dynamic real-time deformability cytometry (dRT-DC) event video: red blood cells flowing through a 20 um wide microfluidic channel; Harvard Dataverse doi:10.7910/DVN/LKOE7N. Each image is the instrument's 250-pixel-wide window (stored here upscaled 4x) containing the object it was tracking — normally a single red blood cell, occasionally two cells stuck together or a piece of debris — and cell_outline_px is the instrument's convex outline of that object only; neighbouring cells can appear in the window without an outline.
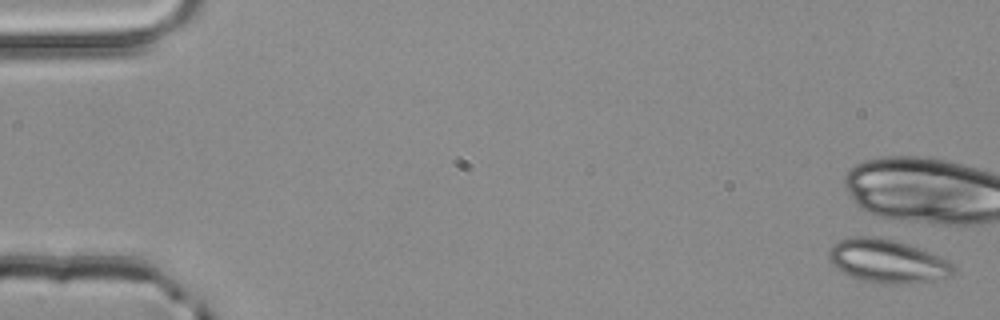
{"species": "common noctule bat (a hibernating species)", "species_latin": "Nyctalus noctula", "temperature_condition": "room temperature", "stored_images_in_passage": 5, "camera_frame_rate_fps": 3000, "um_per_image_px": 0.085, "animal": {"sex": "male", "body_mass_g": 20.4}, "frame": {"image": 1, "passage_image": 1, "time_ms": 0.0, "image_size_px": [1000, 320], "cell_outline_px": [[952, 276], [932, 280], [900, 284], [860, 280], [836, 268], [828, 260], [828, 248], [832, 244], [840, 240], [856, 236], [876, 236], [908, 244], [948, 260], [952, 264]], "centroid_in_image_um": [75.37, 22.17], "position_along_channel_um": 9.6, "area_um2": 31.04}}